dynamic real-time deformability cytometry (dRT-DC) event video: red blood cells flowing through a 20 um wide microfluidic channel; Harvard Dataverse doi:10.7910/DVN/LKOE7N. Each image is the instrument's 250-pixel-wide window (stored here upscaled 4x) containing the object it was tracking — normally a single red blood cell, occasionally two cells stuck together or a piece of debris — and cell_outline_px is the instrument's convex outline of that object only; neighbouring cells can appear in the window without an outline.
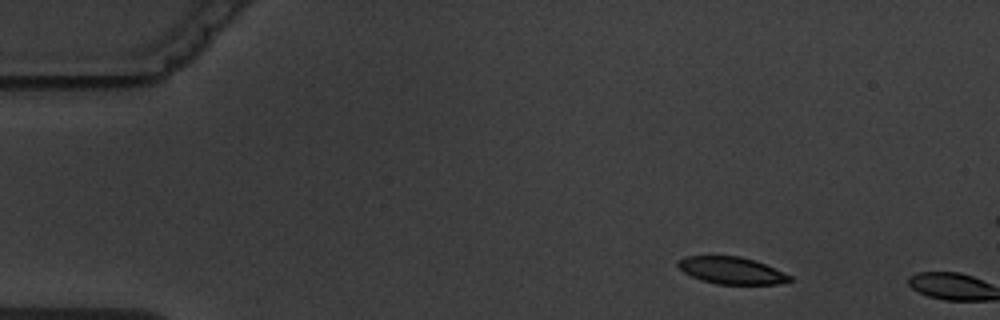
{"species": "common noctule bat (a hibernating species)", "species_latin": "Nyctalus noctula", "temperature_condition": "warm", "stored_images_in_passage": 2, "camera_frame_rate_fps": 3000, "um_per_image_px": 0.085, "animal": {"sex": "male", "body_mass_g": 19.5, "forearm_length_mm": 54.6}, "frame": {"image": 1, "passage_image": 1, "time_ms": 0.0, "image_size_px": [1000, 320], "cell_outline_px": [[792, 280], [776, 284], [716, 284], [700, 280], [684, 272], [676, 264], [676, 260], [684, 256], [740, 256], [764, 264], [792, 276]], "centroid_in_image_um": [62.13, 22.99], "position_along_channel_um": 22.9, "area_um2": 17.51}}